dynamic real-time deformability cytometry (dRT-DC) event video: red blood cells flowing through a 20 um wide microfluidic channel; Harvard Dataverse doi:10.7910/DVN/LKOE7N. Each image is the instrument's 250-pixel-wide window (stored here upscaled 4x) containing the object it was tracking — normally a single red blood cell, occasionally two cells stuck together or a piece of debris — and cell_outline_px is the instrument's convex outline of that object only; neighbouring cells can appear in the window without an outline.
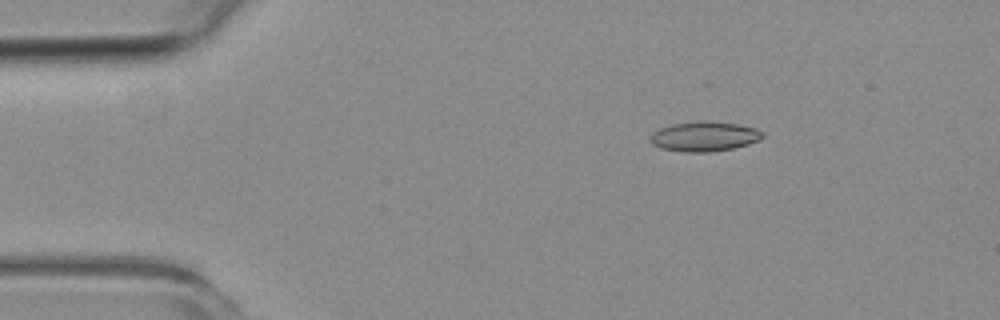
{"species": "common noctule bat (a hibernating species)", "species_latin": "Nyctalus noctula", "temperature_condition": "room temperature", "stored_images_in_passage": 5, "camera_frame_rate_fps": 3000, "um_per_image_px": 0.085, "animal": {"sex": "female", "body_mass_g": 19.3, "forearm_length_mm": 54.1}, "frame": {"image": 1, "passage_image": 3, "time_ms": 2.333, "image_size_px": [1000, 320], "cell_outline_px": [[764, 136], [760, 140], [748, 144], [732, 148], [712, 152], [684, 152], [660, 148], [652, 144], [652, 136], [660, 128], [672, 124], [700, 120], [740, 124], [756, 128], [764, 132]], "centroid_in_image_um": [59.93, 11.59], "position_along_channel_um": 25.1, "area_um2": 19.48}}